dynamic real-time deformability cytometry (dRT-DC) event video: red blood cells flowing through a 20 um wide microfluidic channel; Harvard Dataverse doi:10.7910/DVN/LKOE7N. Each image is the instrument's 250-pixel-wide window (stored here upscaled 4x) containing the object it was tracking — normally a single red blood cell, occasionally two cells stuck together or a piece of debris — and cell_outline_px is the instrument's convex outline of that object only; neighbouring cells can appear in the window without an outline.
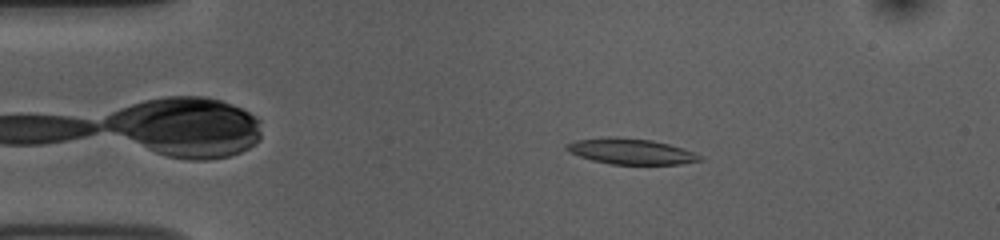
{"species": "common noctule bat (a hibernating species)", "species_latin": "Nyctalus noctula", "temperature_condition": "room temperature", "stored_images_in_passage": 52, "camera_frame_rate_fps": 3000, "um_per_image_px": 0.085, "animal": {"sex": "female", "body_mass_g": 10.0, "forearm_length_mm": 53.1}, "frame": {"image": 1, "passage_image": 9, "time_ms": 2.667, "image_size_px": [1000, 240], "cell_outline_px": [[704, 160], [680, 164], [612, 164], [592, 160], [568, 152], [564, 148], [564, 144], [576, 140], [608, 136], [616, 136], [652, 140], [668, 144], [704, 156]], "centroid_in_image_um": [53.59, 12.86], "position_along_channel_um": 31.4, "area_um2": 20.06}}
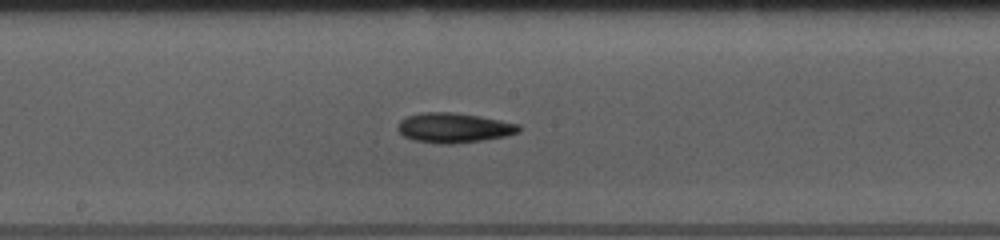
{"frame": {"image": 2, "passage_image": 27, "time_ms": 8.667, "image_size_px": [1000, 240], "cell_outline_px": [[520, 132], [504, 136], [480, 140], [452, 144], [440, 144], [412, 140], [404, 136], [396, 128], [400, 120], [408, 116], [424, 112], [452, 112], [480, 116], [520, 124]], "centroid_in_image_um": [38.56, 10.86], "position_along_channel_um": 209.6, "area_um2": 20.98}}
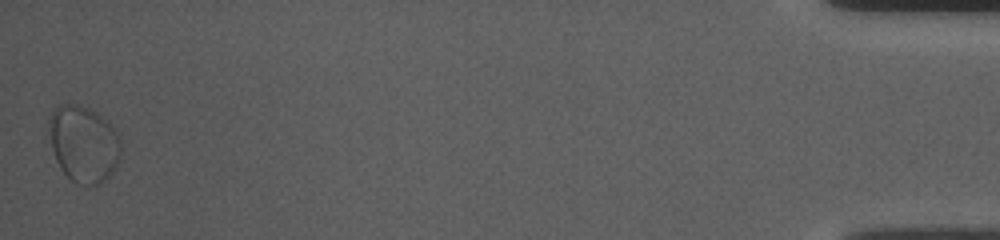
{"frame": {"image": 3, "passage_image": 52, "time_ms": 17.0, "image_size_px": [1000, 240], "cell_outline_px": [[120, 160], [112, 172], [100, 184], [76, 184], [60, 168], [56, 160], [52, 148], [48, 124], [48, 120], [52, 112], [60, 104], [76, 104], [88, 108], [96, 112], [120, 136]], "centroid_in_image_um": [7.1, 12.23], "position_along_channel_um": 428.1, "area_um2": 31.73}, "authors_computed_cell_mechanics": {"area_um2": 20.4901, "velocity_mm_per_s": 3.7275, "shape_relaxation_time_tau1_ms": 3.5084, "shape_relaxation_time_tau2_ms": null, "deformation_change_tau1": 0.0893, "deformation_change_tau2": null}}